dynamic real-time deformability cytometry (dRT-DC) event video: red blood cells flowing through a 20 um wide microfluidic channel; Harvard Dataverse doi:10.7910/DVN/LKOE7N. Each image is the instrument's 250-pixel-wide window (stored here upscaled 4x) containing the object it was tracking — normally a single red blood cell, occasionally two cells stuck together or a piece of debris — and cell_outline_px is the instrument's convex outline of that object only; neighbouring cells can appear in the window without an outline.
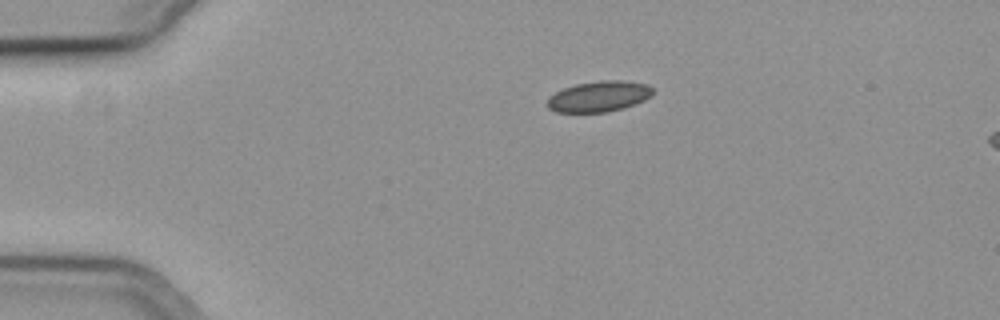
{"species": "common noctule bat (a hibernating species)", "species_latin": "Nyctalus noctula", "temperature_condition": "cold", "stored_images_in_passage": 7, "camera_frame_rate_fps": 3000, "um_per_image_px": 0.085, "animal": {"sex": "female", "body_mass_g": 19.3, "forearm_length_mm": 54.1}, "frame": {"image": 1, "passage_image": 1, "time_ms": 0.0, "image_size_px": [1000, 320], "cell_outline_px": [[652, 92], [644, 100], [620, 108], [604, 112], [556, 112], [548, 108], [548, 96], [564, 88], [576, 84], [600, 80], [624, 80], [648, 84], [652, 88]], "centroid_in_image_um": [50.87, 8.18], "position_along_channel_um": 34.1, "area_um2": 18.61}}